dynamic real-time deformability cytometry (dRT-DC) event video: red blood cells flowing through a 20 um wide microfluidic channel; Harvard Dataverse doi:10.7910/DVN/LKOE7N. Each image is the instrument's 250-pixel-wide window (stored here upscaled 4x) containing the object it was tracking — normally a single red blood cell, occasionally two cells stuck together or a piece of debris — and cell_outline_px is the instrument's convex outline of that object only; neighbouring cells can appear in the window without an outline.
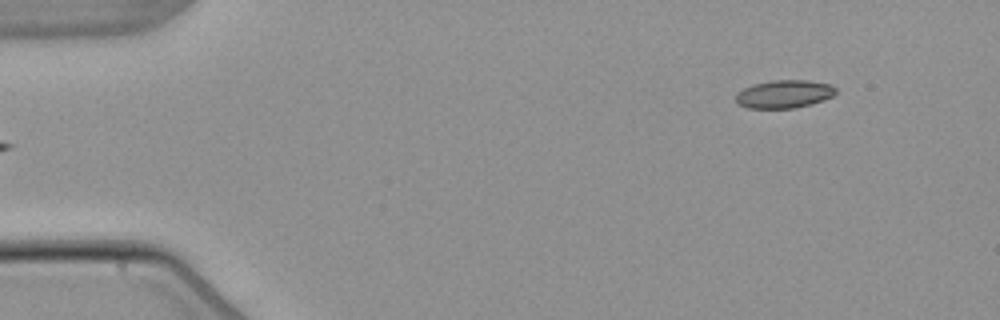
{"species": "common noctule bat (a hibernating species)", "species_latin": "Nyctalus noctula", "temperature_condition": "warm", "stored_images_in_passage": 2, "camera_frame_rate_fps": 3000, "um_per_image_px": 0.085, "animal": {"sex": "male", "body_mass_g": 21.5, "forearm_length_mm": 52.0}, "frame": {"image": 1, "passage_image": 2, "time_ms": 2.0, "image_size_px": [1000, 320], "cell_outline_px": [[836, 92], [832, 96], [824, 100], [812, 104], [796, 108], [748, 108], [740, 104], [736, 100], [736, 92], [752, 84], [772, 80], [808, 80], [832, 84], [836, 88]], "centroid_in_image_um": [66.68, 7.98], "position_along_channel_um": 18.3, "area_um2": 16.47}}